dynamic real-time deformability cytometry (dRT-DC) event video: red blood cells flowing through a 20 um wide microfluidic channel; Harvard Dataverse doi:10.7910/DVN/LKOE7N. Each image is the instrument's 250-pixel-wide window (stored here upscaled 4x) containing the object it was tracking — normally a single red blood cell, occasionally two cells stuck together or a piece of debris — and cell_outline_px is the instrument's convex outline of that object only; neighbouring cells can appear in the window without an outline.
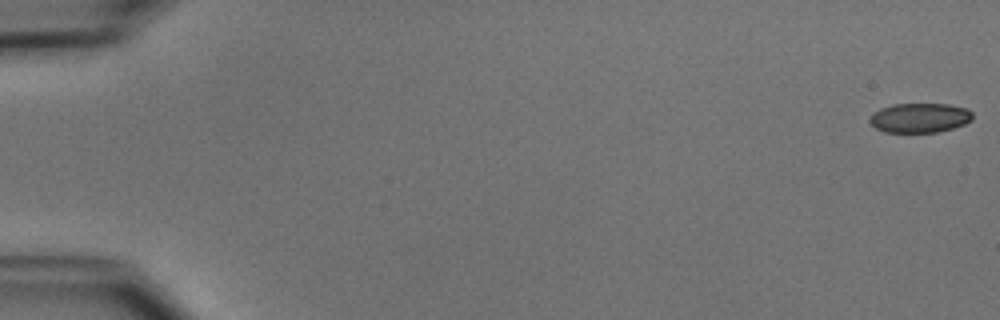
{"species": "common noctule bat (a hibernating species)", "species_latin": "Nyctalus noctula", "temperature_condition": "cold", "stored_images_in_passage": 52, "camera_frame_rate_fps": 3000, "um_per_image_px": 0.085, "animal": {"sex": "male", "body_mass_g": 15.6}, "frame": {"image": 1, "passage_image": 1, "time_ms": 0.0, "image_size_px": [1000, 320], "cell_outline_px": [[972, 120], [964, 124], [952, 128], [936, 132], [884, 132], [876, 128], [868, 120], [880, 108], [892, 104], [948, 104], [968, 108], [972, 112]], "centroid_in_image_um": [78.2, 10.01], "position_along_channel_um": 6.8, "area_um2": 17.63}}
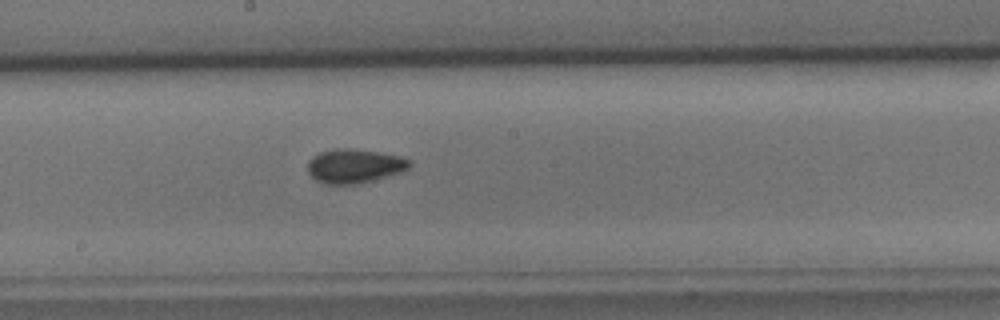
{"frame": {"image": 2, "passage_image": 29, "time_ms": 9.333, "image_size_px": [1000, 320], "cell_outline_px": [[412, 164], [408, 168], [400, 172], [360, 184], [324, 184], [316, 180], [308, 172], [308, 160], [312, 156], [320, 152], [332, 148], [348, 148], [376, 152], [400, 156], [412, 160]], "centroid_in_image_um": [30.11, 14.11], "position_along_channel_um": 218.1, "area_um2": 20.29}}
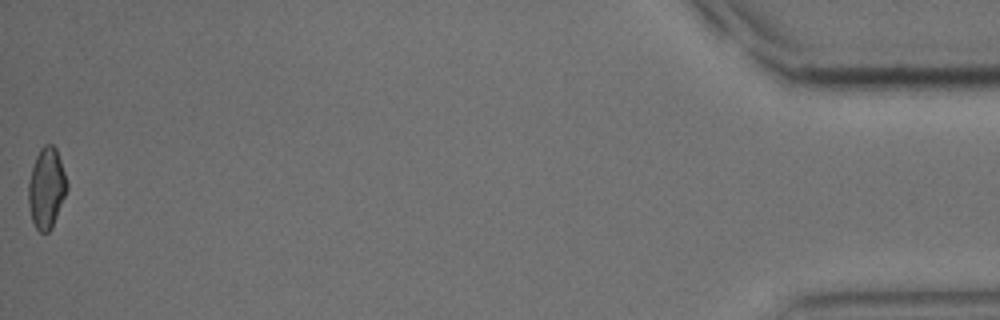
{"frame": {"image": 3, "passage_image": 52, "time_ms": 17.0, "image_size_px": [1000, 320], "cell_outline_px": [[68, 188], [52, 228], [48, 232], [40, 232], [36, 228], [32, 220], [28, 204], [28, 180], [36, 156], [40, 148], [44, 144], [52, 144], [56, 148], [68, 180]], "centroid_in_image_um": [3.96, 15.97], "position_along_channel_um": 431.2, "area_um2": 18.26}, "authors_computed_cell_mechanics": {"area_um2": 18.7561, "velocity_mm_per_s": 3.9465, "shape_relaxation_time_tau1_ms": 5.4099, "shape_relaxation_time_tau2_ms": 3.8655, "deformation_change_tau1": 0.0972, "deformation_change_tau2": 0.0704}}